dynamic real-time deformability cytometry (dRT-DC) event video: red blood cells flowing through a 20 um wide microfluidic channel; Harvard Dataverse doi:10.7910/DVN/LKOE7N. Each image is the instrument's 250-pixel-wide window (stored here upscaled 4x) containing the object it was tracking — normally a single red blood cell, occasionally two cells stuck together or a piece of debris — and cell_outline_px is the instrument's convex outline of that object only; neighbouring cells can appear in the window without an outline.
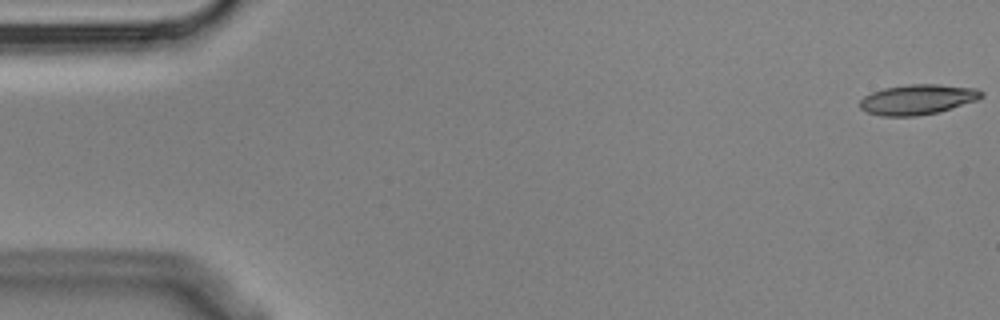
{"species": "Egyptian fruit bat (a non-hibernating species)", "species_latin": "Rousettus aegyptiacus", "temperature_condition": "cold", "stored_images_in_passage": 3, "camera_frame_rate_fps": 3000, "um_per_image_px": 0.085, "animal": {"sex": "male"}, "frame": {"image": 1, "passage_image": 1, "time_ms": 0.0, "image_size_px": [1000, 320], "cell_outline_px": [[984, 96], [976, 100], [940, 112], [916, 116], [880, 116], [868, 112], [860, 108], [860, 100], [864, 96], [872, 92], [884, 88], [908, 84], [936, 84], [976, 88], [984, 92]], "centroid_in_image_um": [78.0, 8.45], "position_along_channel_um": 7.0, "area_um2": 21.39}}